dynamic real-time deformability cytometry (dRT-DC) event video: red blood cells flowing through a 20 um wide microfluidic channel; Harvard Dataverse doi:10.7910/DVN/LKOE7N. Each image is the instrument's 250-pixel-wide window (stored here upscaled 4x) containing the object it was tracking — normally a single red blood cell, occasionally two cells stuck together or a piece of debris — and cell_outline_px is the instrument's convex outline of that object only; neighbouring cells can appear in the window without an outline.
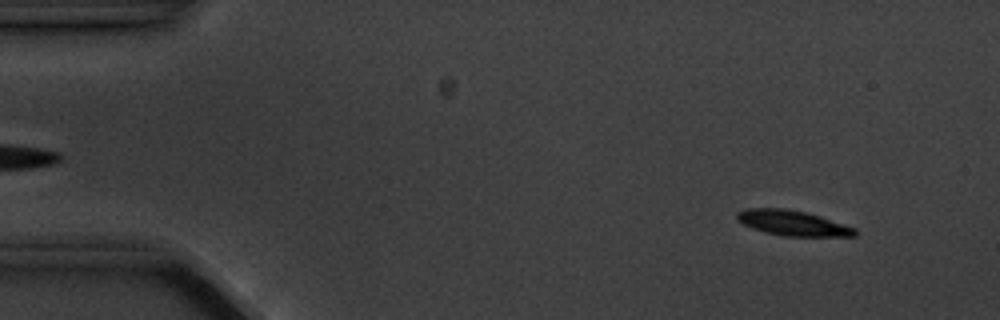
{"species": "common noctule bat (a hibernating species)", "species_latin": "Nyctalus noctula", "temperature_condition": "cold", "stored_images_in_passage": 5, "camera_frame_rate_fps": 3000, "um_per_image_px": 0.085, "animal": {"sex": "male", "body_mass_g": 20.1, "forearm_length_mm": 53.5}, "frame": {"image": 1, "passage_image": 5, "time_ms": 5.667, "image_size_px": [1000, 320], "cell_outline_px": [[856, 236], [784, 236], [764, 232], [752, 228], [744, 224], [736, 216], [736, 212], [748, 208], [784, 208], [804, 212], [820, 216], [856, 228]], "centroid_in_image_um": [67.38, 18.96], "position_along_channel_um": 17.6, "area_um2": 17.17}}